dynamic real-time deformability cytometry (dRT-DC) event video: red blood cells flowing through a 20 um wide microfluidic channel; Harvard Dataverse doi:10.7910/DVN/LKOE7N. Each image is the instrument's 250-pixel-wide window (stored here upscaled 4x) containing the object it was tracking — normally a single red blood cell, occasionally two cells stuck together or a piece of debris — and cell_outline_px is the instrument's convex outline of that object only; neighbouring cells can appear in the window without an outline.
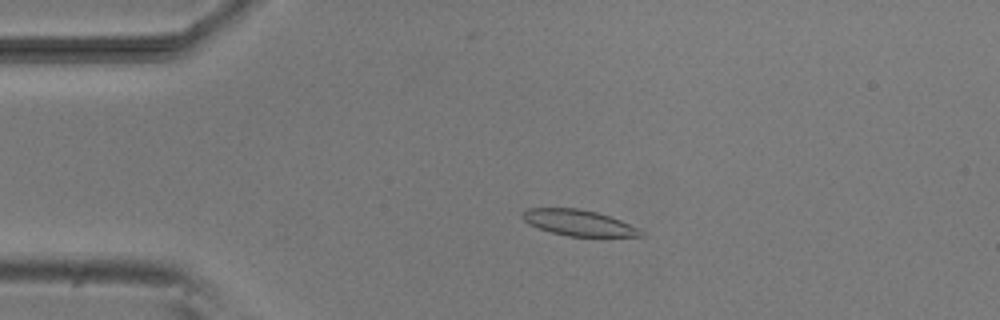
{"species": "common noctule bat (a hibernating species)", "species_latin": "Nyctalus noctula", "temperature_condition": "room temperature", "stored_images_in_passage": 52, "camera_frame_rate_fps": 3000, "um_per_image_px": 0.085, "animal": {"sex": "male", "body_mass_g": 20.5, "forearm_length_mm": 52.5}, "frame": {"image": 1, "passage_image": 11, "time_ms": 3.333, "image_size_px": [1000, 320], "cell_outline_px": [[644, 236], [568, 236], [552, 232], [528, 224], [520, 216], [528, 208], [576, 208], [596, 212], [620, 220], [640, 228], [644, 232]], "centroid_in_image_um": [49.19, 18.93], "position_along_channel_um": 35.8, "area_um2": 17.69}}
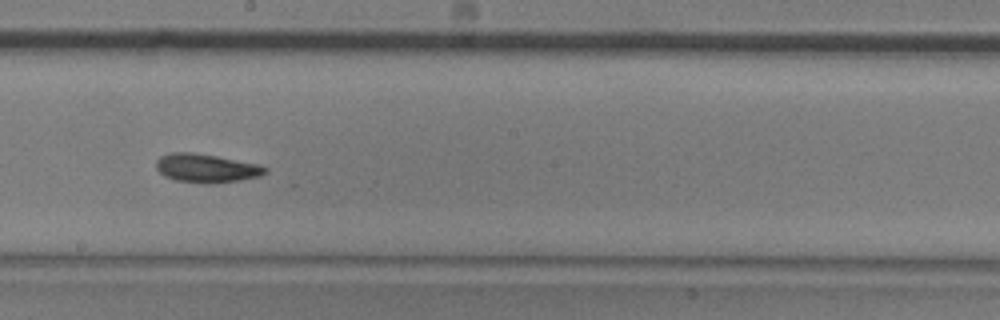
{"frame": {"image": 2, "passage_image": 29, "time_ms": 9.333, "image_size_px": [1000, 320], "cell_outline_px": [[268, 172], [260, 176], [240, 180], [208, 184], [204, 184], [176, 180], [164, 176], [156, 168], [156, 160], [160, 156], [172, 152], [192, 152], [216, 156], [260, 164], [268, 168]], "centroid_in_image_um": [17.55, 14.29], "position_along_channel_um": 230.7, "area_um2": 18.32}}
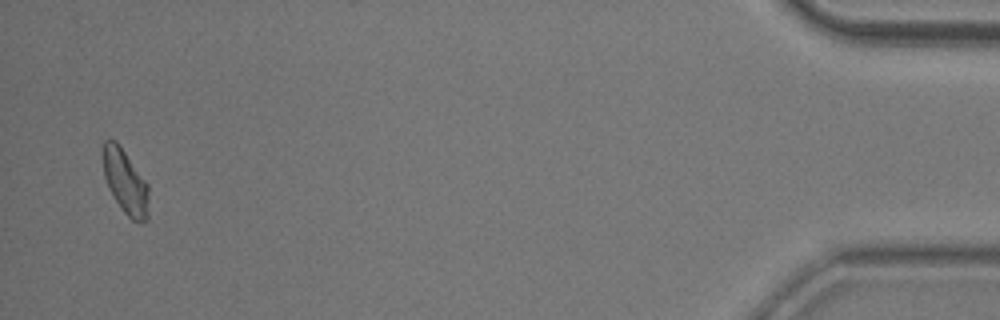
{"frame": {"image": 3, "passage_image": 51, "time_ms": 16.667, "image_size_px": [1000, 320], "cell_outline_px": [[148, 220], [132, 220], [124, 212], [116, 200], [104, 176], [104, 140], [116, 140], [148, 184]], "centroid_in_image_um": [10.68, 15.45], "position_along_channel_um": 424.5, "area_um2": 16.53}, "authors_computed_cell_mechanics": {"area_um2": 17.6579, "velocity_mm_per_s": 3.8246, "shape_relaxation_time_tau1_ms": 8.2804, "shape_relaxation_time_tau2_ms": null, "deformation_change_tau1": 0.162, "deformation_change_tau2": null}}